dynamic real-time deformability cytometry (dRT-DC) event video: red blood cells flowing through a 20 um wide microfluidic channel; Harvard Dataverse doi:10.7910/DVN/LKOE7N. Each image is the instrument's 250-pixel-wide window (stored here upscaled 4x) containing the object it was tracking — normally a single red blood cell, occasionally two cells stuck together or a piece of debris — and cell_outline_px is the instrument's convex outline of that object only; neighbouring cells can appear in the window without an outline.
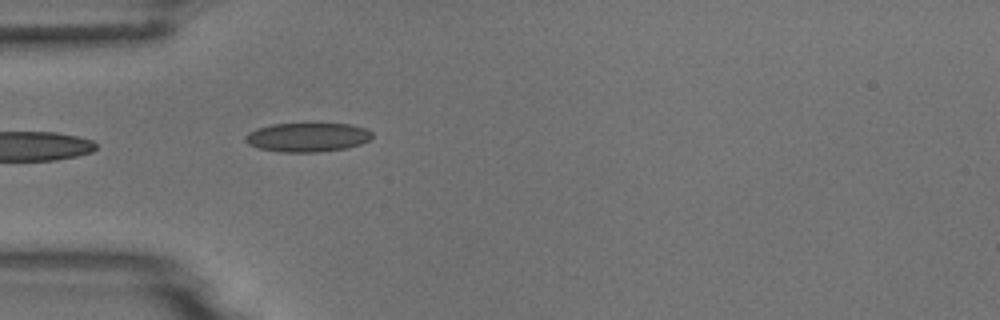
{"species": "common noctule bat (a hibernating species)", "species_latin": "Nyctalus noctula", "temperature_condition": "room temperature", "stored_images_in_passage": 5, "camera_frame_rate_fps": 3000, "um_per_image_px": 0.085, "animal": {"sex": "male", "body_mass_g": 18.8}, "frame": {"image": 1, "passage_image": 5, "time_ms": 4.667, "image_size_px": [1000, 320], "cell_outline_px": [[372, 136], [368, 140], [360, 144], [348, 148], [316, 152], [280, 152], [260, 148], [248, 144], [244, 140], [244, 136], [248, 132], [256, 128], [272, 124], [352, 124], [364, 128], [372, 132]], "centroid_in_image_um": [26.11, 11.67], "position_along_channel_um": 58.9, "area_um2": 21.44}}